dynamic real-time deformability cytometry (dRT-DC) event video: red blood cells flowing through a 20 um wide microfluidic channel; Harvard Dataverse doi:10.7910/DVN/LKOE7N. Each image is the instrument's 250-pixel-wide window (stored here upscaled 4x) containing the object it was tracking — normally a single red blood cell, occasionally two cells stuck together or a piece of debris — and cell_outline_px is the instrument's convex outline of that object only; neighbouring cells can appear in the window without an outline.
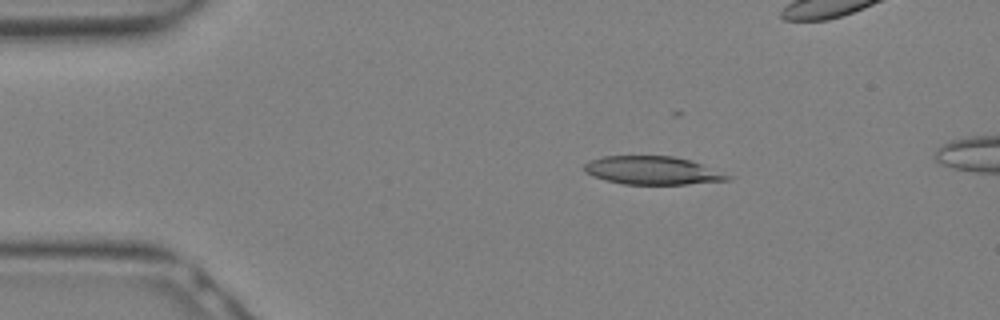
{"species": "Egyptian fruit bat (a non-hibernating species)", "species_latin": "Rousettus aegyptiacus", "temperature_condition": "warm", "stored_images_in_passage": 19, "camera_frame_rate_fps": 3000, "um_per_image_px": 0.085, "animal": {"sex": "female"}, "frame": {"image": 1, "passage_image": 3, "time_ms": 0.667, "image_size_px": [1000, 320], "cell_outline_px": [[736, 176], [732, 180], [688, 184], [624, 184], [592, 176], [584, 172], [584, 164], [588, 160], [604, 156], [672, 156], [692, 160]], "centroid_in_image_um": [55.54, 14.49], "position_along_channel_um": 29.5, "area_um2": 23.93}}
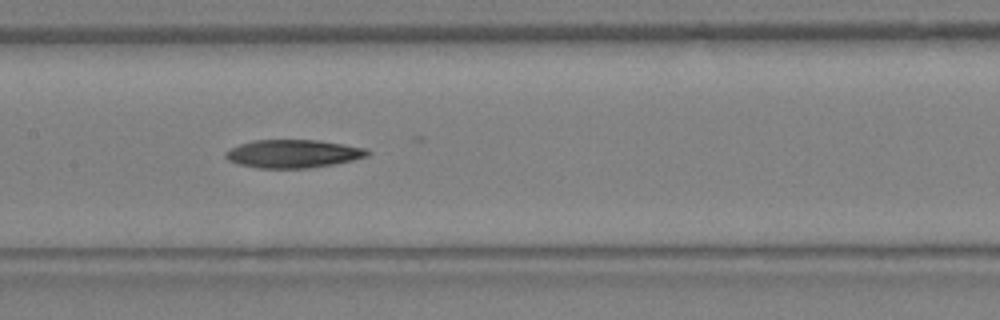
{"frame": {"image": 2, "passage_image": 12, "time_ms": 3.667, "image_size_px": [1000, 320], "cell_outline_px": [[372, 152], [368, 156], [336, 164], [308, 168], [260, 168], [240, 164], [228, 160], [224, 156], [224, 152], [240, 144], [252, 140], [320, 140], [368, 148]], "centroid_in_image_um": [24.97, 13.06], "position_along_channel_um": 182.4, "area_um2": 23.41}}
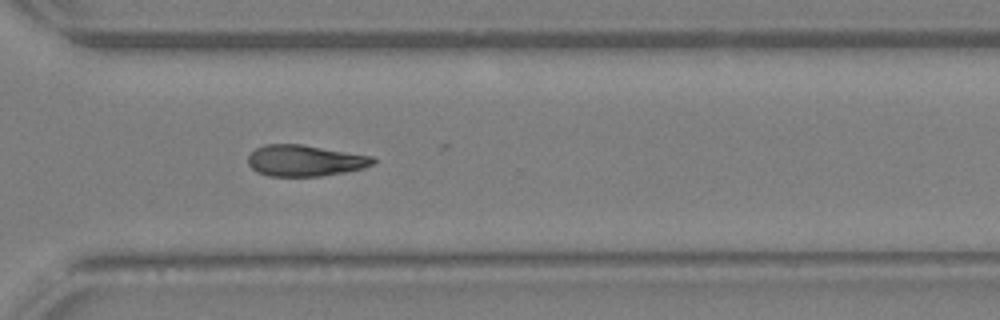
{"frame": {"image": 3, "passage_image": 19, "time_ms": 6.0, "image_size_px": [1000, 320], "cell_outline_px": [[376, 160], [372, 164], [360, 168], [344, 172], [320, 176], [268, 176], [256, 172], [248, 164], [248, 156], [256, 148], [264, 144], [300, 144], [376, 156]], "centroid_in_image_um": [25.9, 13.64], "position_along_channel_um": 344.7, "area_um2": 22.77}}